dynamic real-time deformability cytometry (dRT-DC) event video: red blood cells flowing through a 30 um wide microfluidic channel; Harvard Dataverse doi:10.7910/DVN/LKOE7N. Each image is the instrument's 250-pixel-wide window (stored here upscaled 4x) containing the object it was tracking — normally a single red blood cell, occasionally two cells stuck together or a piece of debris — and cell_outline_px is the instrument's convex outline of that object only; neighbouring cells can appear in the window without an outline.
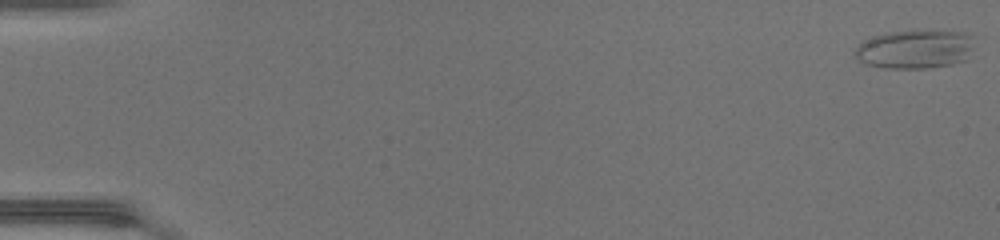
{"species": "common noctule bat (a hibernating species)", "species_latin": "Nyctalus noctula", "temperature_condition": "warm", "stored_images_in_passage": 49, "camera_frame_rate_fps": 3000, "um_per_image_px": 0.085, "animal": {"sex": "female", "body_mass_g": 17.0, "forearm_length_mm": 48.0}, "frame": {"image": 1, "passage_image": 1, "time_ms": 0.0, "image_size_px": [1000, 240], "cell_outline_px": [[968, 48], [964, 60], [952, 64], [932, 68], [884, 68], [868, 64], [860, 60], [856, 56], [856, 48], [864, 40], [888, 32], [964, 32], [968, 36]], "centroid_in_image_um": [77.67, 4.22], "position_along_channel_um": 7.3, "area_um2": 25.61}}
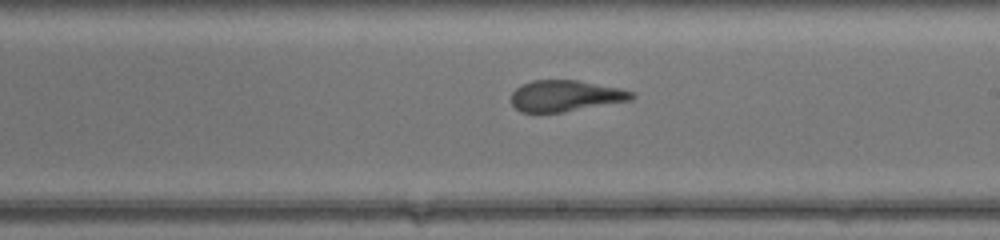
{"frame": {"image": 2, "passage_image": 30, "time_ms": 9.667, "image_size_px": [1000, 240], "cell_outline_px": [[636, 96], [632, 100], [564, 112], [520, 112], [512, 104], [512, 92], [516, 88], [532, 80], [576, 80], [616, 88], [632, 92]], "centroid_in_image_um": [48.05, 8.16], "position_along_channel_um": 241.0, "area_um2": 21.62}}
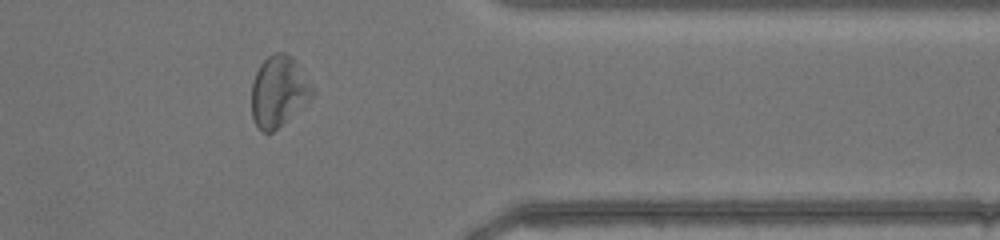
{"frame": {"image": 3, "passage_image": 41, "time_ms": 13.333, "image_size_px": [1000, 240], "cell_outline_px": [[316, 92], [312, 96], [272, 132], [260, 132], [252, 116], [252, 84], [256, 72], [260, 64], [268, 56], [276, 52], [284, 52], [292, 56]], "centroid_in_image_um": [23.66, 7.74], "position_along_channel_um": 387.7, "area_um2": 24.51}, "authors_computed_cell_mechanics": {"area_um2": 23.698, "velocity_mm_per_s": 4.3301, "shape_relaxation_time_tau1_ms": 3.6323, "shape_relaxation_time_tau2_ms": 1.666, "deformation_change_tau1": 0.1562, "deformation_change_tau2": 0.1033}}